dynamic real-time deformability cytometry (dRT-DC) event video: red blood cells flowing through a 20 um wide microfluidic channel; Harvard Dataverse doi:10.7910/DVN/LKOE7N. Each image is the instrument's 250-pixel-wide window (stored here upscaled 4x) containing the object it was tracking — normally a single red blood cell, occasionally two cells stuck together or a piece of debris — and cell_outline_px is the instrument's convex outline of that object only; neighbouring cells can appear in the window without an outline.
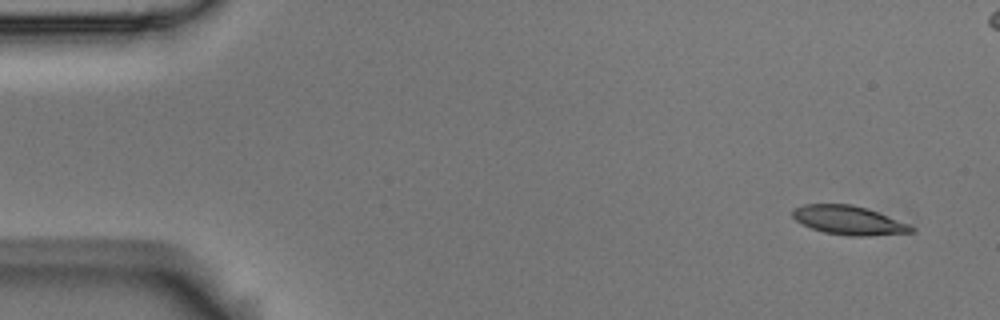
{"species": "Egyptian fruit bat (a non-hibernating species)", "species_latin": "Rousettus aegyptiacus", "temperature_condition": "room temperature", "stored_images_in_passage": 10, "segment_of_instrument_passage": [1, 2], "camera_frame_rate_fps": 3000, "um_per_image_px": 0.085, "animal": {"sex": "male"}, "frame": {"image": 1, "passage_image": 1, "time_ms": 0.0, "image_size_px": [1000, 320], "cell_outline_px": [[916, 228], [912, 232], [868, 236], [852, 236], [824, 232], [812, 228], [796, 220], [792, 216], [792, 208], [804, 204], [852, 204], [876, 212], [908, 224]], "centroid_in_image_um": [72.1, 18.72], "position_along_channel_um": 12.9, "area_um2": 19.65}}
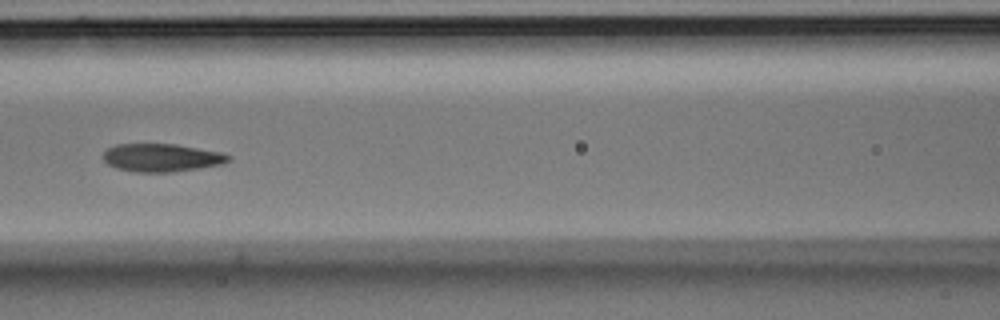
{"frame": {"image": 2, "passage_image": 7, "time_ms": 2.0, "image_size_px": [1000, 320], "cell_outline_px": [[232, 160], [224, 164], [200, 168], [172, 172], [132, 172], [116, 168], [108, 164], [100, 156], [108, 148], [116, 144], [176, 144], [220, 152], [232, 156]], "centroid_in_image_um": [13.74, 13.41], "position_along_channel_um": 152.9, "area_um2": 20.69}}
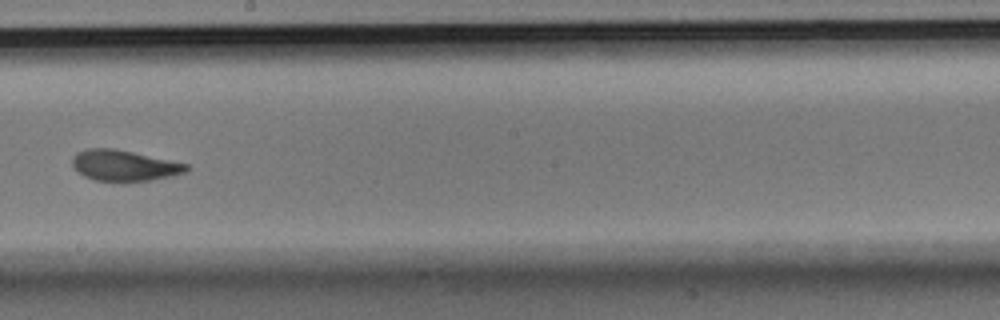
{"frame": {"image": 3, "passage_image": 9, "time_ms": 2.667, "image_size_px": [1000, 320], "cell_outline_px": [[188, 172], [172, 176], [152, 180], [124, 184], [92, 180], [84, 176], [72, 168], [72, 156], [76, 152], [88, 148], [116, 148], [188, 164]], "centroid_in_image_um": [10.52, 14.1], "position_along_channel_um": 237.7, "area_um2": 21.39}}